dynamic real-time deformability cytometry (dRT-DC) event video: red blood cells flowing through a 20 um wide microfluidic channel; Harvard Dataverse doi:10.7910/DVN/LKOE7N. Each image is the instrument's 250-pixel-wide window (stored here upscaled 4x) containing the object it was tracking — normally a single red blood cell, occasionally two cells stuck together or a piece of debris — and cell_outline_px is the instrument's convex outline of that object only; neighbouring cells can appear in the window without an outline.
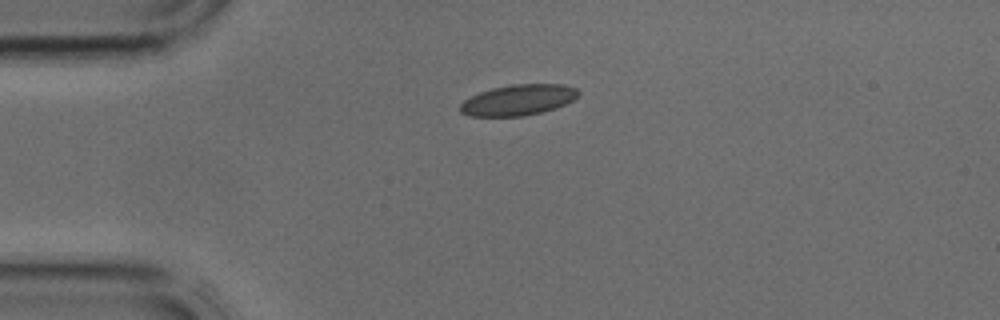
{"species": "common noctule bat (a hibernating species)", "species_latin": "Nyctalus noctula", "temperature_condition": "cold", "stored_images_in_passage": 2, "camera_frame_rate_fps": 3000, "um_per_image_px": 0.085, "animal": {"sex": "male", "body_mass_g": 17.9, "forearm_length_mm": 54.2}, "frame": {"image": 1, "passage_image": 1, "time_ms": 0.0, "image_size_px": [1000, 320], "cell_outline_px": [[580, 92], [572, 100], [556, 108], [524, 116], [468, 116], [460, 112], [460, 104], [464, 100], [480, 92], [492, 88], [512, 84], [564, 84], [576, 88]], "centroid_in_image_um": [44.03, 8.49], "position_along_channel_um": 41.0, "area_um2": 21.1}}